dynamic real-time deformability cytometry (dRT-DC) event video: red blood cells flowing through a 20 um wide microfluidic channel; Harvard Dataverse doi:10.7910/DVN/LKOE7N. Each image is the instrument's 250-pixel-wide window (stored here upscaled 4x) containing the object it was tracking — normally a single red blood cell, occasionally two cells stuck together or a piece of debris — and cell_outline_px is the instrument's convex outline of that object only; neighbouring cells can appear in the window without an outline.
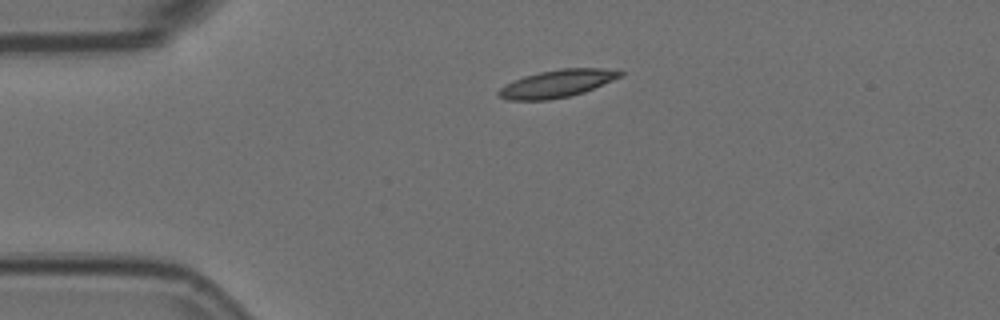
{"species": "Egyptian fruit bat (a non-hibernating species)", "species_latin": "Rousettus aegyptiacus", "temperature_condition": "room temperature", "stored_images_in_passage": 4, "camera_frame_rate_fps": 3000, "um_per_image_px": 0.085, "animal": {"sex": "female"}, "frame": {"image": 1, "passage_image": 4, "time_ms": 1.0, "image_size_px": [1000, 320], "cell_outline_px": [[624, 76], [584, 92], [568, 96], [548, 100], [508, 100], [496, 96], [496, 92], [500, 88], [512, 80], [524, 76], [540, 72], [560, 68], [600, 68], [624, 72]], "centroid_in_image_um": [47.32, 7.11], "position_along_channel_um": 37.7, "area_um2": 19.59}}